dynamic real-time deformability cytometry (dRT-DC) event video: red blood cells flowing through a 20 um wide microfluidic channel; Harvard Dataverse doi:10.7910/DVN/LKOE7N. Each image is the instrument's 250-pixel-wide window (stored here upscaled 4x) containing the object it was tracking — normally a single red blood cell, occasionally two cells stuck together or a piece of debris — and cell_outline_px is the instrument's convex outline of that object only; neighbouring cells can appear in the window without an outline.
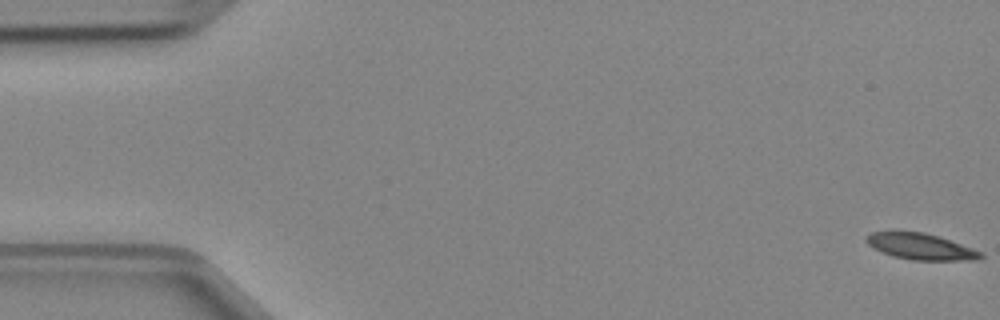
{"species": "Egyptian fruit bat (a non-hibernating species)", "species_latin": "Rousettus aegyptiacus", "temperature_condition": "cold", "stored_images_in_passage": 5, "camera_frame_rate_fps": 3000, "um_per_image_px": 0.085, "animal": {"sex": "female"}, "frame": {"image": 1, "passage_image": 1, "time_ms": 0.0, "image_size_px": [1000, 320], "cell_outline_px": [[984, 256], [976, 260], [912, 260], [892, 256], [872, 248], [864, 240], [872, 232], [924, 232], [940, 236], [984, 252]], "centroid_in_image_um": [78.3, 20.96], "position_along_channel_um": 6.7, "area_um2": 17.51}}
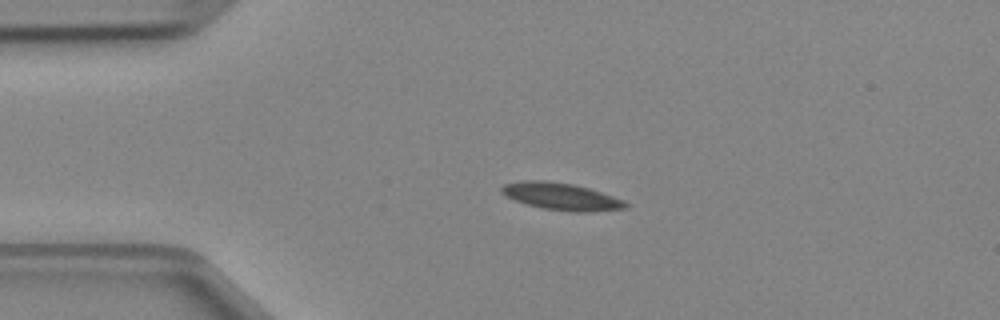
{"frame": {"image": 2, "passage_image": 4, "time_ms": 1.0, "image_size_px": [1000, 320], "cell_outline_px": [[628, 208], [592, 212], [572, 212], [540, 208], [504, 196], [500, 192], [500, 188], [504, 184], [524, 180], [544, 180], [572, 184], [588, 188], [624, 200], [628, 204]], "centroid_in_image_um": [47.69, 16.71], "position_along_channel_um": 37.3, "area_um2": 19.65}}